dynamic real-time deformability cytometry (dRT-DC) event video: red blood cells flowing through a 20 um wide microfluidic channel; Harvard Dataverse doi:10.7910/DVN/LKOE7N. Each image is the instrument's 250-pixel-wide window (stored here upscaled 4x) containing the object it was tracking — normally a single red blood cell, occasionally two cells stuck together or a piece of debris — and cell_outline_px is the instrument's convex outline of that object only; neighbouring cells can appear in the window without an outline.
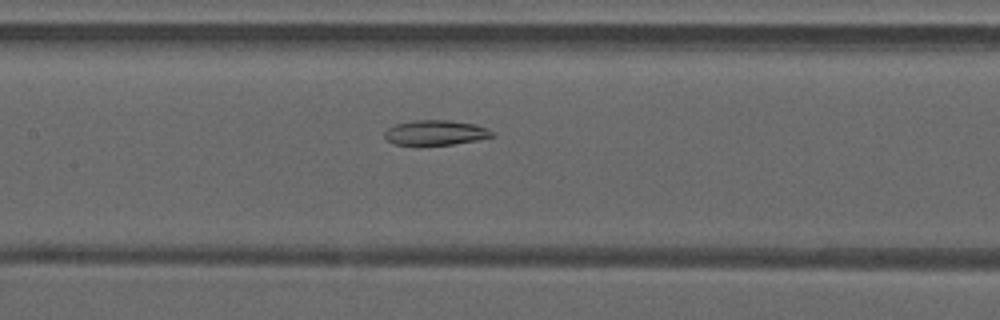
{"species": "common noctule bat (a hibernating species)", "species_latin": "Nyctalus noctula", "temperature_condition": "warm", "stored_images_in_passage": 35, "camera_frame_rate_fps": 3000, "um_per_image_px": 0.085, "animal": {"sex": "male", "forearm_length_mm": 52.5}, "frame": {"image": 1, "passage_image": 10, "time_ms": 3.0, "image_size_px": [1000, 320], "cell_outline_px": [[496, 136], [476, 140], [452, 144], [396, 144], [388, 140], [384, 136], [384, 132], [388, 128], [396, 124], [412, 120], [448, 120], [476, 124], [488, 128]], "centroid_in_image_um": [37.05, 11.25], "position_along_channel_um": 170.3, "area_um2": 15.43}}
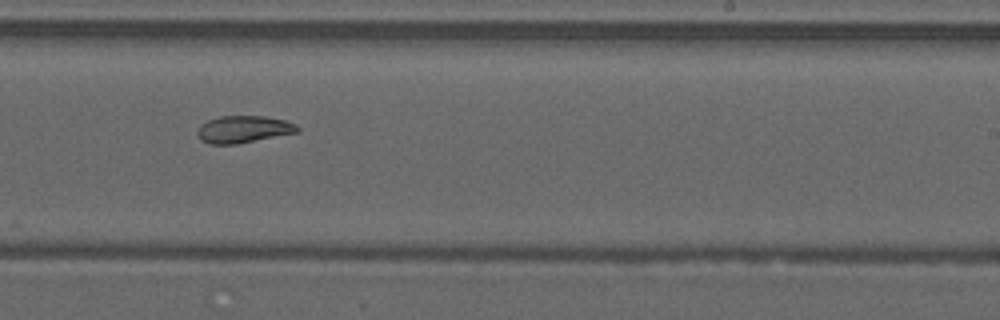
{"frame": {"image": 2, "passage_image": 17, "time_ms": 5.333, "image_size_px": [1000, 320], "cell_outline_px": [[300, 132], [236, 144], [208, 144], [200, 140], [196, 132], [200, 124], [208, 120], [220, 116], [264, 116], [284, 120], [296, 124], [300, 128]], "centroid_in_image_um": [20.68, 10.99], "position_along_channel_um": 268.3, "area_um2": 15.95}}
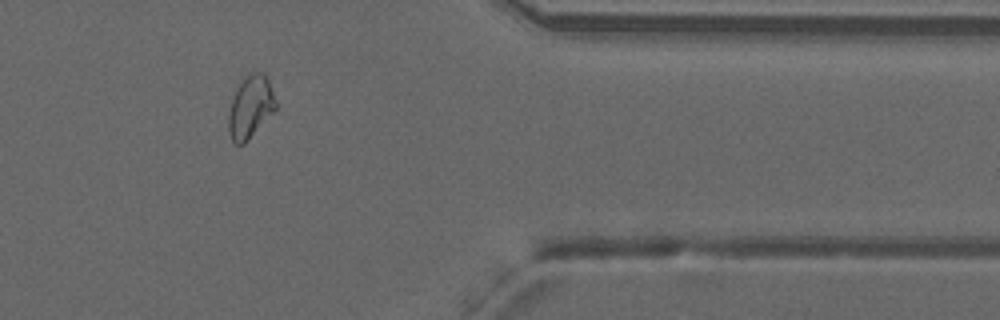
{"frame": {"image": 3, "passage_image": 27, "time_ms": 8.667, "image_size_px": [1000, 320], "cell_outline_px": [[276, 108], [248, 140], [244, 144], [236, 144], [232, 140], [228, 132], [228, 116], [232, 100], [236, 88], [244, 76], [252, 72], [264, 72], [268, 80], [276, 100]], "centroid_in_image_um": [21.27, 9.07], "position_along_channel_um": 390.1, "area_um2": 17.05}, "authors_computed_cell_mechanics": {"area_um2": 17.051, "velocity_mm_per_s": 4.2117, "shape_relaxation_time_tau1_ms": null, "shape_relaxation_time_tau2_ms": 6.573, "deformation_change_tau1": null, "deformation_change_tau2": 0.1111}}